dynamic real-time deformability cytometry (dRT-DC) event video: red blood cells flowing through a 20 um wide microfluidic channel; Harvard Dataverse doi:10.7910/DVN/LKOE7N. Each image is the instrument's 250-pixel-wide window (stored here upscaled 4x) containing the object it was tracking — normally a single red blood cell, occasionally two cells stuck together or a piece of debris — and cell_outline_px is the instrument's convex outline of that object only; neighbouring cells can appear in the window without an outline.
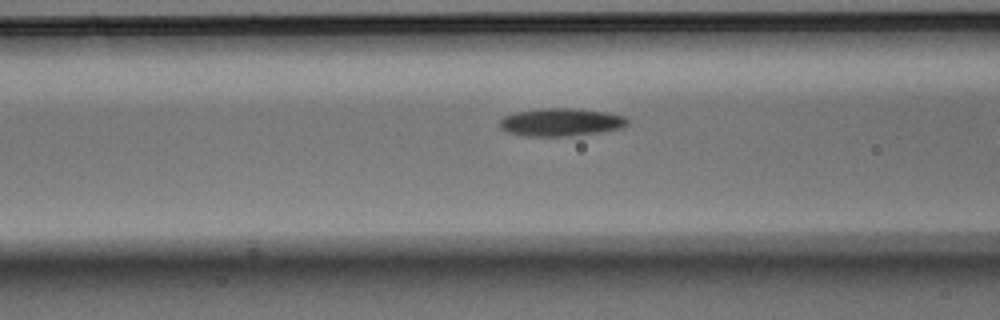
{"species": "Egyptian fruit bat (a non-hibernating species)", "species_latin": "Rousettus aegyptiacus", "temperature_condition": "warm", "stored_images_in_passage": 29, "camera_frame_rate_fps": 3000, "um_per_image_px": 0.085, "animal": {"sex": "male"}, "frame": {"image": 1, "passage_image": 9, "time_ms": 2.667, "image_size_px": [1000, 320], "cell_outline_px": [[628, 124], [624, 128], [600, 132], [572, 136], [524, 136], [504, 132], [500, 128], [500, 120], [504, 116], [516, 112], [540, 108], [572, 108], [608, 112], [624, 116], [628, 120]], "centroid_in_image_um": [47.68, 10.39], "position_along_channel_um": 118.9, "area_um2": 21.04}}
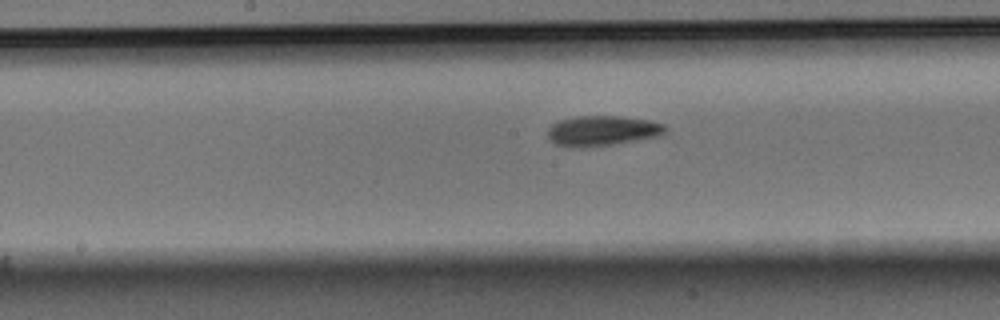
{"frame": {"image": 2, "passage_image": 15, "time_ms": 4.667, "image_size_px": [1000, 320], "cell_outline_px": [[668, 128], [664, 132], [656, 136], [612, 144], [588, 148], [572, 148], [556, 144], [548, 136], [548, 128], [552, 124], [560, 120], [580, 116], [616, 116], [648, 120], [664, 124]], "centroid_in_image_um": [51.15, 11.12], "position_along_channel_um": 197.0, "area_um2": 20.46}}
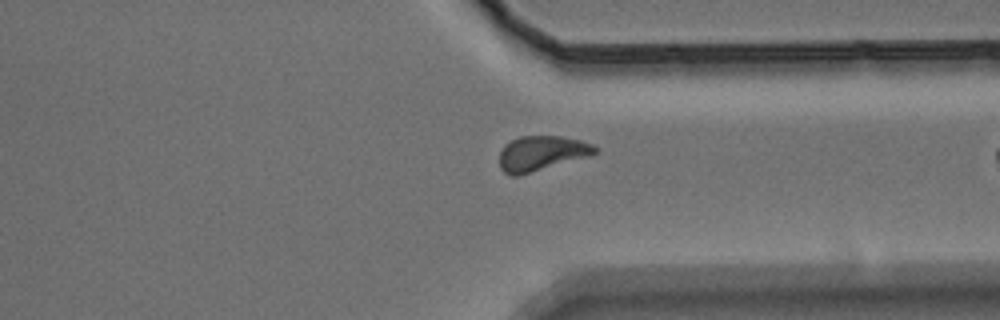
{"frame": {"image": 3, "passage_image": 28, "time_ms": 9.0, "image_size_px": [1000, 320], "cell_outline_px": [[600, 152], [588, 156], [520, 176], [512, 176], [504, 172], [500, 168], [500, 152], [504, 144], [520, 136], [560, 136], [580, 140], [592, 144], [600, 148]], "centroid_in_image_um": [46.04, 13.03], "position_along_channel_um": 365.4, "area_um2": 19.59}}